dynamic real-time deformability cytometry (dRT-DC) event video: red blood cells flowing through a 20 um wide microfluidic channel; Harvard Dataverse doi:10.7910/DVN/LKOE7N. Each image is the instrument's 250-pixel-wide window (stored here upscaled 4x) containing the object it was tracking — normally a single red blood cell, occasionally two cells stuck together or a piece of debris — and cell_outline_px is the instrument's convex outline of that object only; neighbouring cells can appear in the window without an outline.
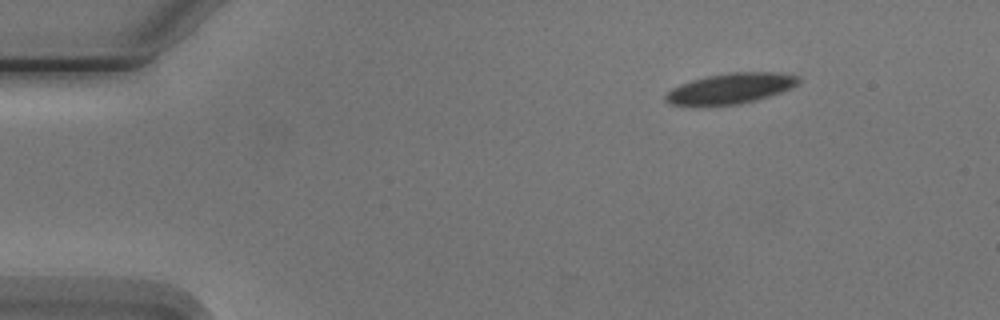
{"species": "Egyptian fruit bat (a non-hibernating species)", "species_latin": "Rousettus aegyptiacus", "temperature_condition": "cold", "stored_images_in_passage": 4, "camera_frame_rate_fps": 3000, "um_per_image_px": 0.085, "animal": {"sex": "male"}, "frame": {"image": 1, "passage_image": 1, "time_ms": 0.0, "image_size_px": [1000, 320], "cell_outline_px": [[800, 80], [792, 88], [756, 100], [740, 104], [692, 108], [672, 104], [664, 100], [664, 96], [672, 88], [680, 84], [692, 80], [708, 76], [732, 72], [780, 72], [800, 76]], "centroid_in_image_um": [62.05, 7.55], "position_along_channel_um": 23.0, "area_um2": 24.16}}
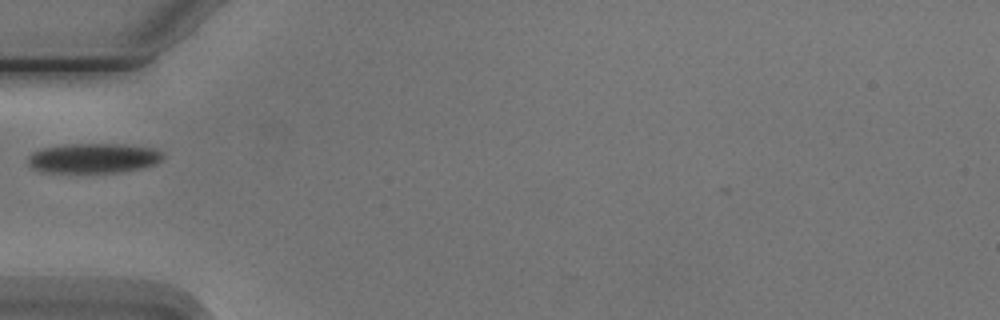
{"frame": {"image": 2, "passage_image": 4, "time_ms": 3.667, "image_size_px": [1000, 320], "cell_outline_px": [[164, 156], [156, 164], [140, 168], [120, 172], [40, 172], [32, 168], [28, 164], [28, 156], [32, 152], [40, 148], [64, 144], [124, 144], [152, 148], [164, 152]], "centroid_in_image_um": [7.91, 13.44], "position_along_channel_um": 77.1, "area_um2": 23.64}}